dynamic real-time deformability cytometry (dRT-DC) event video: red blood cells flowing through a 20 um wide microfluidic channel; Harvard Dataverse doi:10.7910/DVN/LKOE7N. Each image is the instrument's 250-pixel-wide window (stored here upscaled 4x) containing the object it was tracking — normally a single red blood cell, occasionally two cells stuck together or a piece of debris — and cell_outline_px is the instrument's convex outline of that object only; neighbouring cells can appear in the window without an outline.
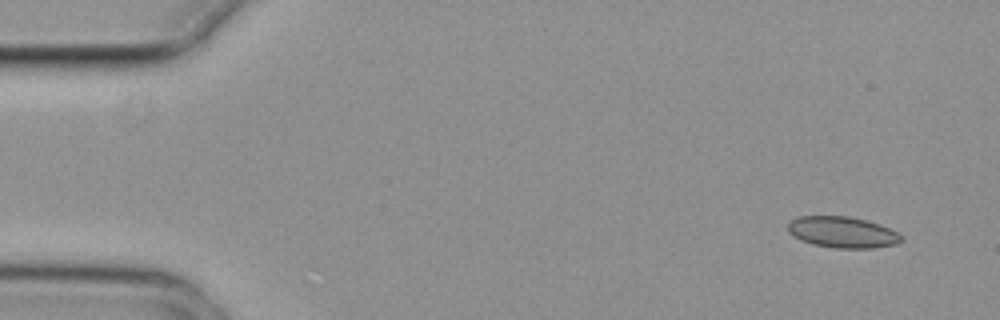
{"species": "common noctule bat (a hibernating species)", "species_latin": "Nyctalus noctula", "temperature_condition": "cold", "stored_images_in_passage": 4, "camera_frame_rate_fps": 3000, "um_per_image_px": 0.085, "animal": {"sex": "female", "body_mass_g": 29.2, "forearm_length_mm": 56.3}, "frame": {"image": 1, "passage_image": 1, "time_ms": 0.0, "image_size_px": [1000, 320], "cell_outline_px": [[904, 240], [896, 244], [872, 248], [836, 248], [812, 244], [800, 240], [788, 232], [788, 224], [792, 220], [800, 216], [848, 216], [880, 224], [904, 236]], "centroid_in_image_um": [71.62, 19.74], "position_along_channel_um": 13.4, "area_um2": 20.58}}